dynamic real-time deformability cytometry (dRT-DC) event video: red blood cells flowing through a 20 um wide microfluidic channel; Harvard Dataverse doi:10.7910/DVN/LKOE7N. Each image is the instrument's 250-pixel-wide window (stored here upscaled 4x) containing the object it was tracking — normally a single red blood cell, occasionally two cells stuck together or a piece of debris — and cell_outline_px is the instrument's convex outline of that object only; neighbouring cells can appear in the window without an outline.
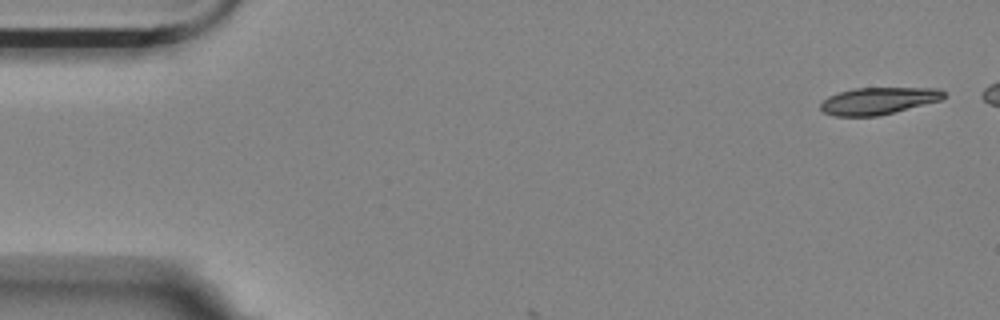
{"species": "Egyptian fruit bat (a non-hibernating species)", "species_latin": "Rousettus aegyptiacus", "temperature_condition": "room temperature", "stored_images_in_passage": 6, "camera_frame_rate_fps": 3000, "um_per_image_px": 0.085, "animal": {"sex": "female"}, "frame": {"image": 1, "passage_image": 1, "time_ms": 0.0, "image_size_px": [1000, 320], "cell_outline_px": [[944, 96], [940, 100], [876, 116], [836, 116], [824, 112], [820, 108], [820, 104], [828, 96], [852, 88], [940, 88], [944, 92]], "centroid_in_image_um": [74.62, 8.56], "position_along_channel_um": 10.4, "area_um2": 19.07}}